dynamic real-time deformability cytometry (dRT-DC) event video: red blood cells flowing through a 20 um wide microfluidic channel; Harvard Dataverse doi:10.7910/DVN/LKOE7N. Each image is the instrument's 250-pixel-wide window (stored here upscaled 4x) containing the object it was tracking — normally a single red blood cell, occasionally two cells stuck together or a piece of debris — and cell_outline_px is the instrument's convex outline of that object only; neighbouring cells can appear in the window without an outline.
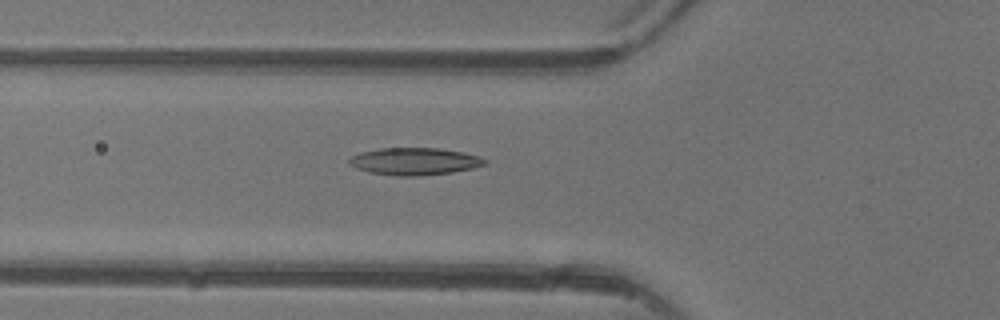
{"species": "common noctule bat (a hibernating species)", "species_latin": "Nyctalus noctula", "temperature_condition": "warm", "stored_images_in_passage": 5, "camera_frame_rate_fps": 3000, "um_per_image_px": 0.085, "animal": {"sex": "female"}, "frame": {"image": 1, "passage_image": 5, "time_ms": 5.0, "image_size_px": [1000, 320], "cell_outline_px": [[488, 160], [484, 164], [472, 168], [452, 172], [420, 176], [396, 176], [368, 172], [356, 168], [348, 164], [348, 160], [352, 156], [360, 152], [380, 148], [440, 148], [464, 152], [480, 156]], "centroid_in_image_um": [35.22, 13.71], "position_along_channel_um": 90.6, "area_um2": 21.68}}